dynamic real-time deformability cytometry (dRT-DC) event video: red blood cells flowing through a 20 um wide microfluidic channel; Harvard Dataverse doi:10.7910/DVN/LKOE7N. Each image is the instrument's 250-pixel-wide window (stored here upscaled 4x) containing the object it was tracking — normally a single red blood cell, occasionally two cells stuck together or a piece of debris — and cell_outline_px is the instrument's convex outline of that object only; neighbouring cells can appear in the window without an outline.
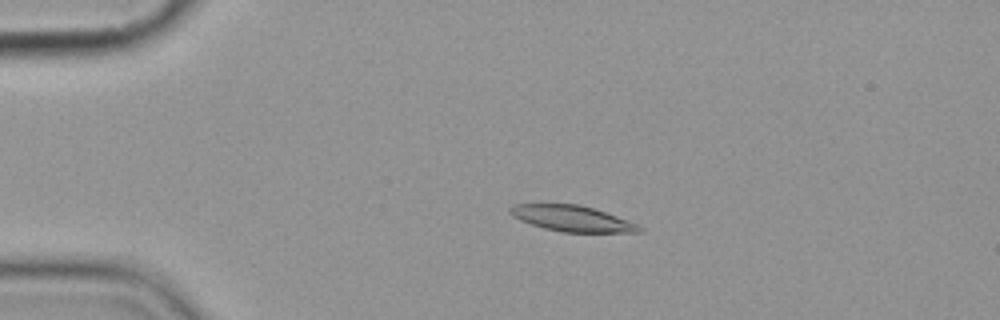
{"species": "common noctule bat (a hibernating species)", "species_latin": "Nyctalus noctula", "temperature_condition": "cold", "stored_images_in_passage": 6, "camera_frame_rate_fps": 3000, "um_per_image_px": 0.085, "animal": {"sex": "female", "body_mass_g": 19.9}, "frame": {"image": 1, "passage_image": 4, "time_ms": 3.667, "image_size_px": [1000, 320], "cell_outline_px": [[644, 228], [640, 232], [564, 232], [544, 228], [520, 220], [512, 216], [508, 212], [508, 208], [516, 204], [580, 204], [640, 224]], "centroid_in_image_um": [48.63, 18.57], "position_along_channel_um": 36.4, "area_um2": 19.36}}
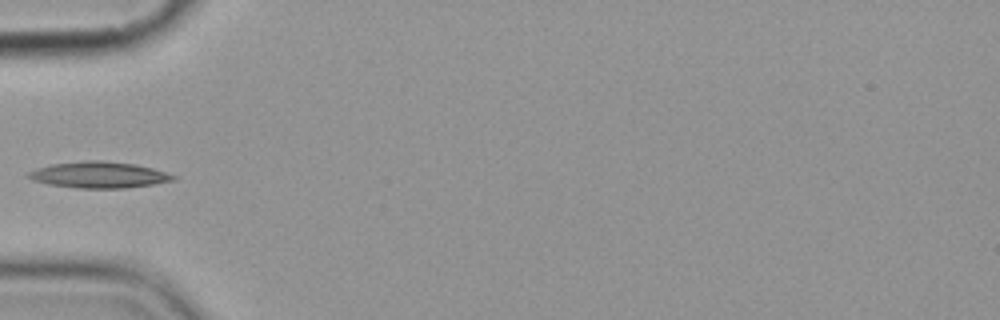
{"frame": {"image": 2, "passage_image": 6, "time_ms": 6.0, "image_size_px": [1000, 320], "cell_outline_px": [[176, 180], [152, 184], [124, 188], [76, 188], [48, 184], [32, 180], [24, 176], [28, 172], [36, 168], [52, 164], [84, 160], [104, 160], [136, 164], [152, 168], [176, 176]], "centroid_in_image_um": [8.36, 14.85], "position_along_channel_um": 76.6, "area_um2": 22.25}}